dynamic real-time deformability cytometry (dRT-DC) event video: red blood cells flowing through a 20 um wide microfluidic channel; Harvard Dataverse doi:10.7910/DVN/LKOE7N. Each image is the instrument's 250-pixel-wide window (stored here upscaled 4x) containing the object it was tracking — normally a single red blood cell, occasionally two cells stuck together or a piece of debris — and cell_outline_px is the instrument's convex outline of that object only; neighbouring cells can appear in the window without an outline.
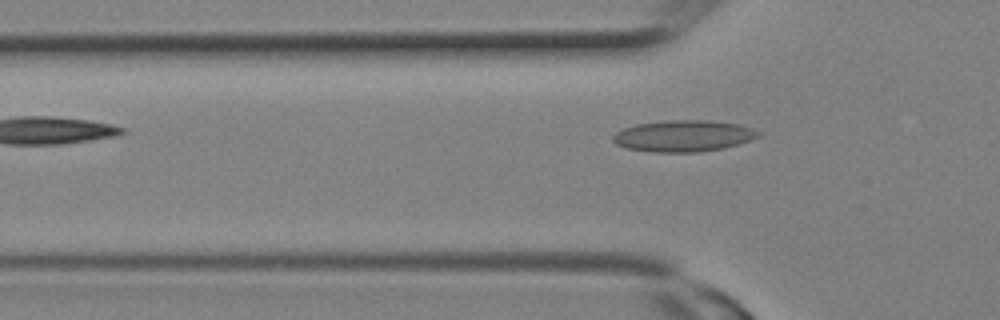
{"species": "Egyptian fruit bat (a non-hibernating species)", "species_latin": "Rousettus aegyptiacus", "temperature_condition": "room temperature", "stored_images_in_passage": 8, "camera_frame_rate_fps": 3000, "um_per_image_px": 0.085, "animal": {"sex": "female"}, "frame": {"image": 1, "passage_image": 8, "time_ms": 2.333, "image_size_px": [1000, 320], "cell_outline_px": [[760, 136], [724, 148], [700, 152], [652, 152], [624, 148], [616, 144], [612, 140], [612, 136], [616, 132], [624, 128], [636, 124], [668, 120], [708, 120], [740, 124], [752, 128], [760, 132]], "centroid_in_image_um": [58.06, 11.55], "position_along_channel_um": 67.7, "area_um2": 26.7}}